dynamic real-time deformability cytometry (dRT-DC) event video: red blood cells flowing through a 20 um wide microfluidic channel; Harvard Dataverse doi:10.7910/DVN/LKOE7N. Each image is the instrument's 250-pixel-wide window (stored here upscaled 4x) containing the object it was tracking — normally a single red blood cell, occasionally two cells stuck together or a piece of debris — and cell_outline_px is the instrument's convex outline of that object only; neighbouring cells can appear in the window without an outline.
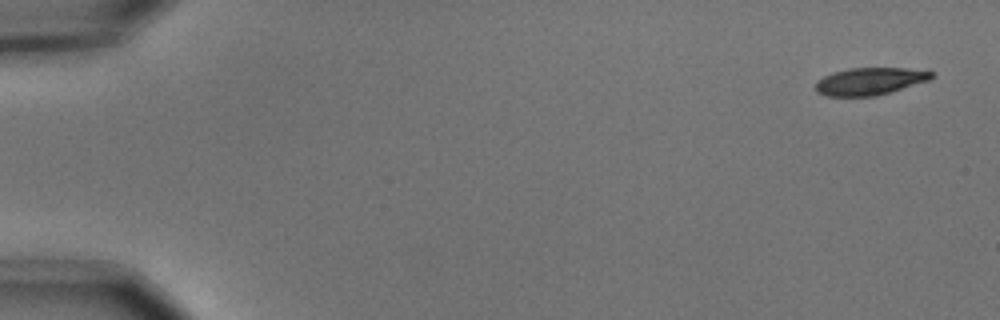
{"species": "common noctule bat (a hibernating species)", "species_latin": "Nyctalus noctula", "temperature_condition": "cold", "stored_images_in_passage": 5, "camera_frame_rate_fps": 3000, "um_per_image_px": 0.085, "animal": {"sex": "male", "body_mass_g": 15.6}, "frame": {"image": 1, "passage_image": 1, "time_ms": 0.0, "image_size_px": [1000, 320], "cell_outline_px": [[932, 76], [928, 80], [876, 96], [828, 96], [816, 92], [816, 80], [832, 72], [848, 68], [904, 68], [932, 72]], "centroid_in_image_um": [73.85, 6.91], "position_along_channel_um": 11.1, "area_um2": 18.21}}
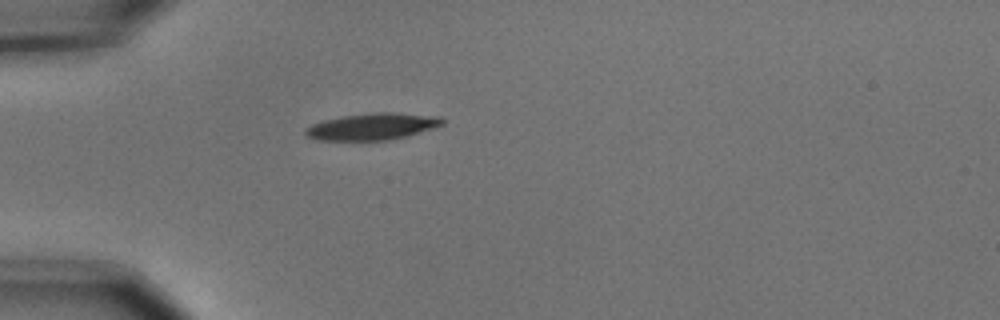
{"frame": {"image": 2, "passage_image": 5, "time_ms": 1.333, "image_size_px": [1000, 320], "cell_outline_px": [[444, 124], [408, 136], [388, 140], [320, 140], [308, 136], [304, 132], [304, 128], [312, 124], [324, 120], [344, 116], [372, 112], [396, 112], [440, 116], [444, 120]], "centroid_in_image_um": [31.68, 10.74], "position_along_channel_um": 53.3, "area_um2": 21.33}}